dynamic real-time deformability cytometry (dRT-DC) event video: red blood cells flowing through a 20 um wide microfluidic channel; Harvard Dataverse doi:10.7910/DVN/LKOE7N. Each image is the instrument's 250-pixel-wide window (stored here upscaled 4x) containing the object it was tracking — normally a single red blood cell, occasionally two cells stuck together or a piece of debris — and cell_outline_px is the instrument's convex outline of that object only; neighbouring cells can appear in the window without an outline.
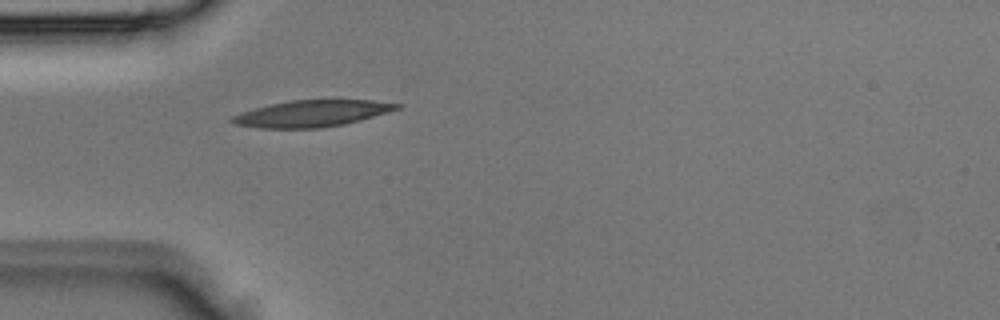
{"species": "Egyptian fruit bat (a non-hibernating species)", "species_latin": "Rousettus aegyptiacus", "temperature_condition": "room temperature", "stored_images_in_passage": 1, "camera_frame_rate_fps": 3000, "um_per_image_px": 0.085, "animal": {"sex": "male"}, "frame": {"image": 1, "passage_image": 1, "time_ms": 0.0, "image_size_px": [1000, 320], "cell_outline_px": [[400, 108], [360, 120], [344, 124], [320, 128], [260, 128], [236, 124], [228, 120], [232, 116], [240, 112], [272, 104], [292, 100], [372, 100], [400, 104]], "centroid_in_image_um": [26.48, 9.65], "position_along_channel_um": 58.5, "area_um2": 25.14}}